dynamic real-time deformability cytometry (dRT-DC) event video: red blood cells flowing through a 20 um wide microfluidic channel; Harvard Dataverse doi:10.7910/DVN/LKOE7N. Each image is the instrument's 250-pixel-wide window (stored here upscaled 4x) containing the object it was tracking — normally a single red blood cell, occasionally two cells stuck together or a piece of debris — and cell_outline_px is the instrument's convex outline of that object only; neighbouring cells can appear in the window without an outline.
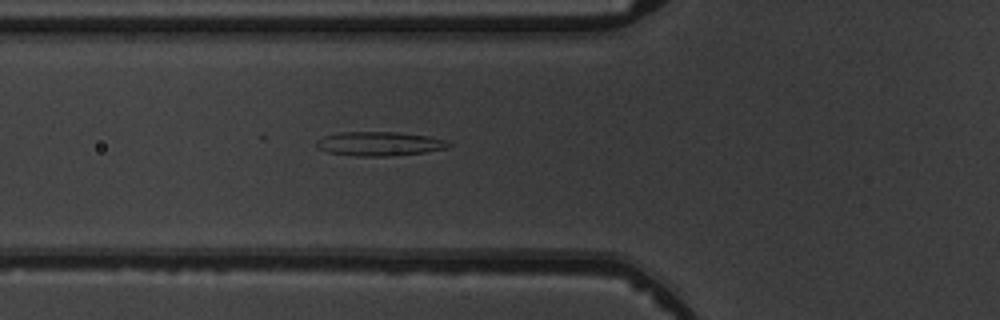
{"species": "common noctule bat (a hibernating species)", "species_latin": "Nyctalus noctula", "temperature_condition": "warm", "stored_images_in_passage": 6, "camera_frame_rate_fps": 3000, "um_per_image_px": 0.085, "animal": {"sex": "male", "body_mass_g": 19.5, "forearm_length_mm": 54.6}, "frame": {"image": 1, "passage_image": 6, "time_ms": 5.667, "image_size_px": [1000, 320], "cell_outline_px": [[452, 144], [448, 148], [424, 152], [392, 156], [356, 156], [328, 152], [320, 148], [316, 144], [316, 140], [324, 136], [340, 132], [396, 132], [428, 136], [444, 140]], "centroid_in_image_um": [32.26, 12.22], "position_along_channel_um": 93.5, "area_um2": 18.44}}